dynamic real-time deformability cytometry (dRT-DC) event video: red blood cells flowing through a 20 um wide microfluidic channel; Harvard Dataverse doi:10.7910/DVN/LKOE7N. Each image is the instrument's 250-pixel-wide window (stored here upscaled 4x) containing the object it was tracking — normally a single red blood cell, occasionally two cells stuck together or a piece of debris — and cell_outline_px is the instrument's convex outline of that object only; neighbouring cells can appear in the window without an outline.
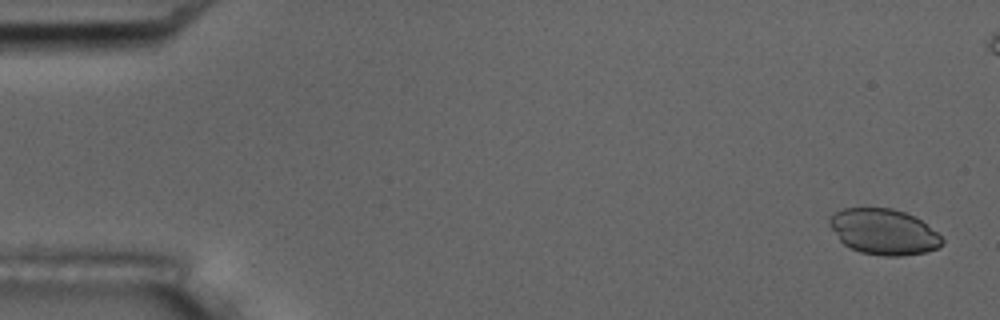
{"species": "common noctule bat (a hibernating species)", "species_latin": "Nyctalus noctula", "temperature_condition": "room temperature", "stored_images_in_passage": 6, "camera_frame_rate_fps": 3000, "um_per_image_px": 0.085, "animal": {"sex": "male", "body_mass_g": 17.5, "forearm_length_mm": 52.3}, "frame": {"image": 1, "passage_image": 1, "time_ms": 0.0, "image_size_px": [1000, 320], "cell_outline_px": [[944, 244], [936, 248], [924, 252], [904, 256], [884, 256], [860, 252], [844, 244], [840, 240], [828, 224], [828, 220], [836, 212], [844, 208], [892, 208], [904, 212], [920, 220], [936, 232], [944, 240]], "centroid_in_image_um": [75.11, 19.71], "position_along_channel_um": 9.9, "area_um2": 29.71}}